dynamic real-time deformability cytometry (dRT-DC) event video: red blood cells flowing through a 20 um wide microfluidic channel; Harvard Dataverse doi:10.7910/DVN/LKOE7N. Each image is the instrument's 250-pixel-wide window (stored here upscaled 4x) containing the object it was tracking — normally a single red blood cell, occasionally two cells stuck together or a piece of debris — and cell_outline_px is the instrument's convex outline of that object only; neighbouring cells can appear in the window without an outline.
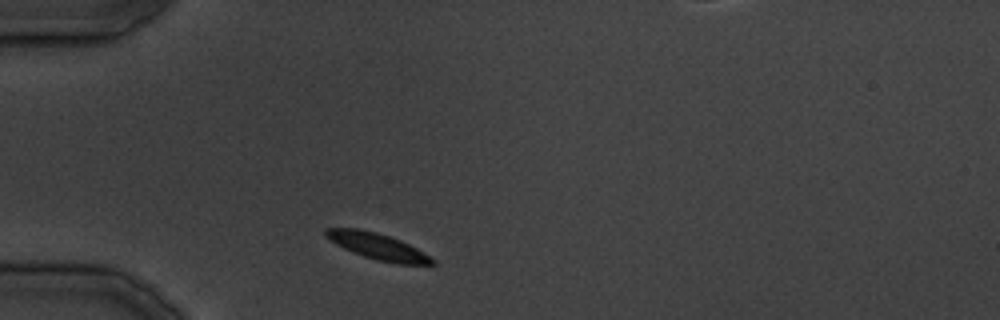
{"species": "common noctule bat (a hibernating species)", "species_latin": "Nyctalus noctula", "temperature_condition": "cold", "stored_images_in_passage": 16, "camera_frame_rate_fps": 3000, "um_per_image_px": 0.085, "animal": {"sex": "male", "body_mass_g": 19.5, "forearm_length_mm": 54.6}, "frame": {"image": 1, "passage_image": 1, "time_ms": 0.0, "image_size_px": [1000, 320], "cell_outline_px": [[436, 264], [396, 264], [376, 260], [352, 252], [328, 240], [324, 236], [324, 228], [360, 228], [376, 232], [400, 240], [416, 248], [436, 260]], "centroid_in_image_um": [32.06, 20.93], "position_along_channel_um": 52.9, "area_um2": 16.36}}
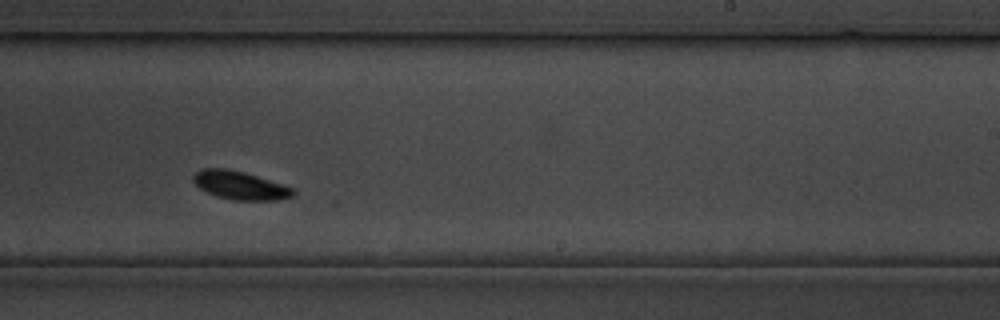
{"frame": {"image": 2, "passage_image": 14, "time_ms": 16.0, "image_size_px": [1000, 320], "cell_outline_px": [[296, 192], [292, 196], [276, 200], [232, 200], [216, 196], [200, 188], [192, 180], [192, 176], [200, 168], [228, 168], [244, 172], [292, 188]], "centroid_in_image_um": [20.35, 15.75], "position_along_channel_um": 268.7, "area_um2": 16.3}}